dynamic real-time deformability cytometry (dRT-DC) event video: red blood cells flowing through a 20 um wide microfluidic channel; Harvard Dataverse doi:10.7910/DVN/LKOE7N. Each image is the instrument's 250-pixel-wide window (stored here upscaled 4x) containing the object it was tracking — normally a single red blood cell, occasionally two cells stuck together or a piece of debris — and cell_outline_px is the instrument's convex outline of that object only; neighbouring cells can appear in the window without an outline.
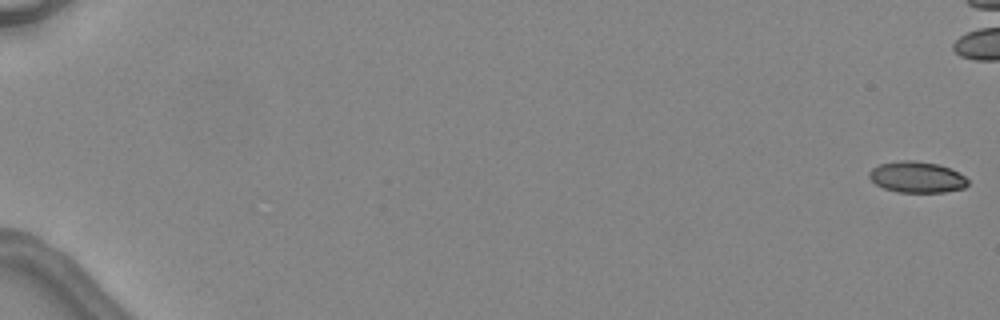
{"species": "common noctule bat (a hibernating species)", "species_latin": "Nyctalus noctula", "temperature_condition": "warm", "stored_images_in_passage": 7, "camera_frame_rate_fps": 3000, "um_per_image_px": 0.085, "animal": {"sex": "female", "body_mass_g": 24.6, "forearm_length_mm": 56.2}, "frame": {"image": 1, "passage_image": 1, "time_ms": 0.0, "image_size_px": [1000, 320], "cell_outline_px": [[968, 184], [964, 188], [944, 192], [896, 192], [884, 188], [876, 184], [868, 176], [868, 172], [872, 168], [880, 164], [900, 160], [912, 160], [936, 164], [948, 168], [964, 176], [968, 180]], "centroid_in_image_um": [77.9, 15.06], "position_along_channel_um": 7.1, "area_um2": 17.74}}